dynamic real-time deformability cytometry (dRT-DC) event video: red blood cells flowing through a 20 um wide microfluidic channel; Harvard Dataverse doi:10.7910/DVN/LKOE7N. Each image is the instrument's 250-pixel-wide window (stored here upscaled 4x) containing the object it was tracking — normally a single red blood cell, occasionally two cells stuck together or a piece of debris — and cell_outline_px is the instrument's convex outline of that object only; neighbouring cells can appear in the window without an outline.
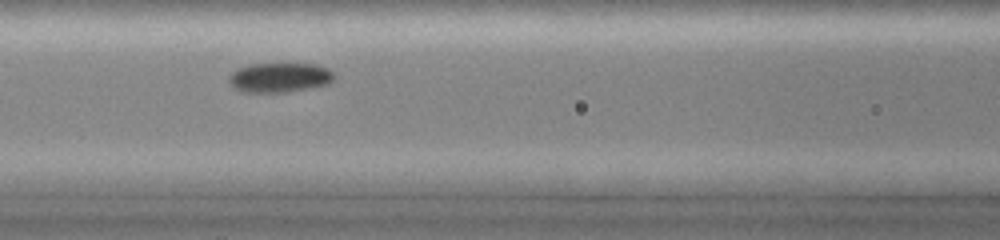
{"species": "common noctule bat (a hibernating species)", "species_latin": "Nyctalus noctula", "temperature_condition": "cold", "stored_images_in_passage": 33, "camera_frame_rate_fps": 3000, "um_per_image_px": 0.085, "animal": {"sex": "female", "body_mass_g": 19.0, "forearm_length_mm": 51.5}, "frame": {"image": 1, "passage_image": 8, "time_ms": 3.0, "image_size_px": [1000, 240], "cell_outline_px": [[332, 80], [328, 84], [288, 92], [240, 92], [228, 80], [228, 76], [232, 72], [240, 68], [252, 64], [316, 64], [328, 68], [332, 72]], "centroid_in_image_um": [23.75, 6.59], "position_along_channel_um": 142.8, "area_um2": 17.92}}
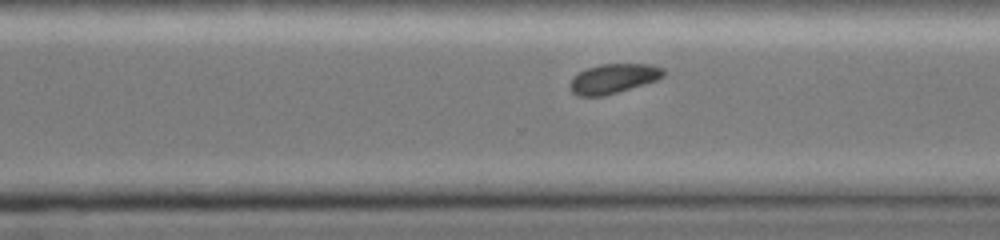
{"frame": {"image": 2, "passage_image": 23, "time_ms": 7.333, "image_size_px": [1000, 240], "cell_outline_px": [[664, 76], [656, 80], [644, 84], [604, 96], [580, 96], [572, 92], [568, 84], [572, 76], [588, 68], [600, 64], [652, 64], [664, 68]], "centroid_in_image_um": [52.12, 6.67], "position_along_channel_um": 318.5, "area_um2": 16.13}}
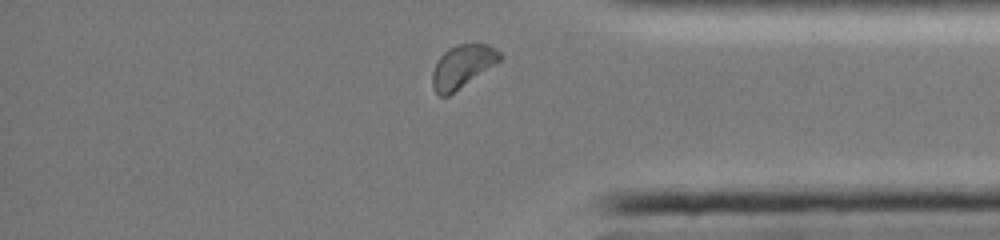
{"frame": {"image": 3, "passage_image": 30, "time_ms": 9.333, "image_size_px": [1000, 240], "cell_outline_px": [[504, 56], [500, 60], [448, 96], [440, 96], [432, 88], [432, 72], [440, 56], [448, 48], [456, 44], [488, 44], [500, 52]], "centroid_in_image_um": [39.28, 5.63], "position_along_channel_um": 395.9, "area_um2": 16.59}, "authors_computed_cell_mechanics": {"area_um2": 16.762, "velocity_mm_per_s": 4.0515, "shape_relaxation_time_tau1_ms": 1.3963, "shape_relaxation_time_tau2_ms": null, "deformation_change_tau1": 0.084, "deformation_change_tau2": null}}